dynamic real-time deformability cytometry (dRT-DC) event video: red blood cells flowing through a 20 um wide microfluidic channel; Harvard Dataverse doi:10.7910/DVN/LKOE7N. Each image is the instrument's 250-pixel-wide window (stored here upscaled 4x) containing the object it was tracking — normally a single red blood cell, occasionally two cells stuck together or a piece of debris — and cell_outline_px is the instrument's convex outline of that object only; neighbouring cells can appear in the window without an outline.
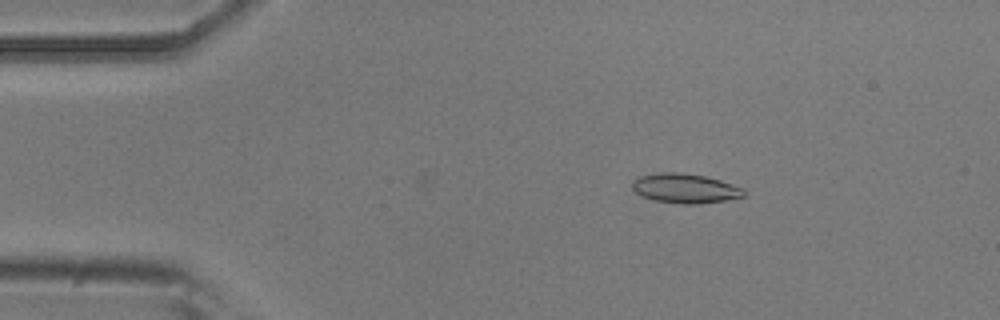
{"species": "common noctule bat (a hibernating species)", "species_latin": "Nyctalus noctula", "temperature_condition": "room temperature", "stored_images_in_passage": 50, "camera_frame_rate_fps": 3000, "um_per_image_px": 0.085, "animal": {"sex": "male", "body_mass_g": 20.5, "forearm_length_mm": 52.5}, "frame": {"image": 1, "passage_image": 6, "time_ms": 1.667, "image_size_px": [1000, 320], "cell_outline_px": [[744, 196], [724, 200], [696, 204], [684, 204], [652, 200], [636, 192], [632, 188], [632, 180], [640, 176], [660, 172], [680, 172], [704, 176], [720, 180], [740, 188], [744, 192]], "centroid_in_image_um": [58.17, 16.0], "position_along_channel_um": 26.8, "area_um2": 18.9}}
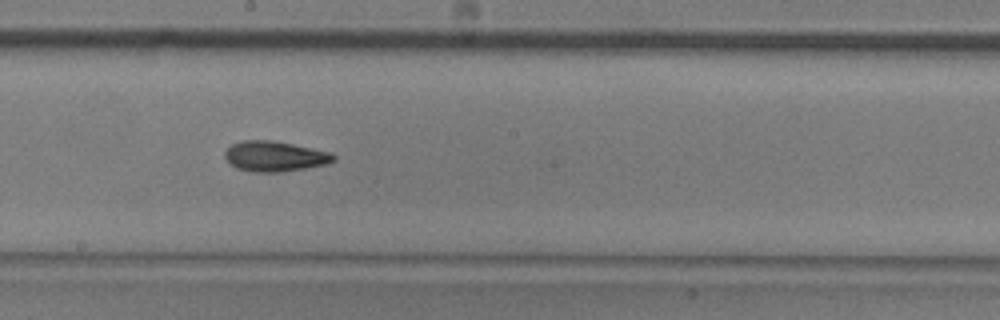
{"frame": {"image": 2, "passage_image": 26, "time_ms": 8.333, "image_size_px": [1000, 320], "cell_outline_px": [[336, 160], [324, 164], [284, 172], [252, 172], [236, 168], [228, 164], [224, 156], [224, 152], [232, 144], [244, 140], [272, 140], [332, 152], [336, 156]], "centroid_in_image_um": [23.33, 13.29], "position_along_channel_um": 224.9, "area_um2": 19.31}}
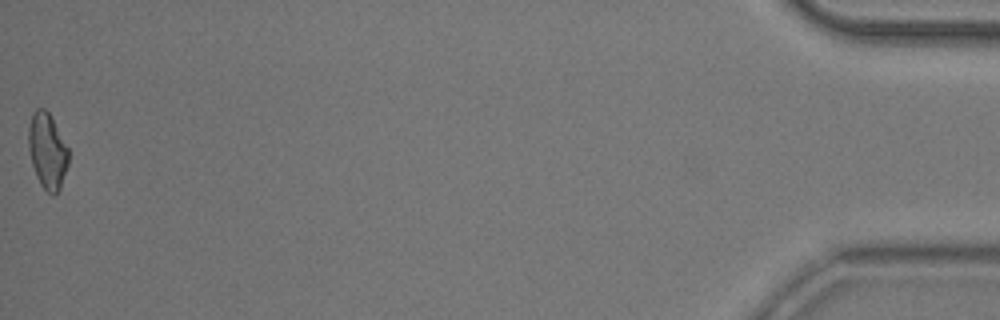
{"frame": {"image": 3, "passage_image": 50, "time_ms": 16.333, "image_size_px": [1000, 320], "cell_outline_px": [[68, 164], [60, 188], [52, 196], [40, 184], [36, 176], [32, 164], [28, 148], [28, 128], [32, 112], [36, 108], [44, 108], [48, 112], [68, 148]], "centroid_in_image_um": [4.0, 12.82], "position_along_channel_um": 431.2, "area_um2": 17.51}, "authors_computed_cell_mechanics": {"area_um2": 18.0914, "velocity_mm_per_s": 3.8269, "shape_relaxation_time_tau1_ms": 4.6833, "shape_relaxation_time_tau2_ms": 4.2077, "deformation_change_tau1": 0.1421, "deformation_change_tau2": 0.1185}}